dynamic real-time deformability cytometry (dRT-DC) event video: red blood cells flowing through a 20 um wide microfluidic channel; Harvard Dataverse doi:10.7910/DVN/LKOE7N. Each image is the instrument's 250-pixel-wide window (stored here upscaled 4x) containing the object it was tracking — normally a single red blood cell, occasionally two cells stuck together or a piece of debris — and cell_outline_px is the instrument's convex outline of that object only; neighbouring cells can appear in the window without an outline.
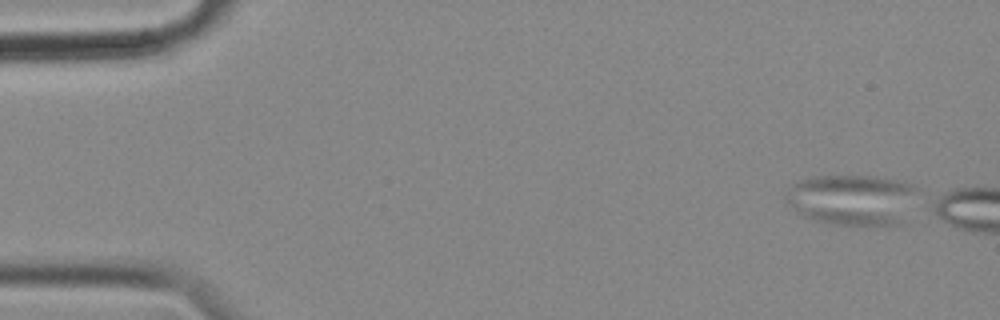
{"species": "common noctule bat (a hibernating species)", "species_latin": "Nyctalus noctula", "temperature_condition": "cold", "stored_images_in_passage": 13, "camera_frame_rate_fps": 3000, "um_per_image_px": 0.085, "animal": {"sex": "female", "body_mass_g": 18.4}, "frame": {"image": 1, "passage_image": 1, "time_ms": 0.0, "image_size_px": [1000, 320], "cell_outline_px": [[920, 192], [908, 224], [836, 224], [816, 220], [804, 216], [784, 200], [784, 196], [792, 184], [800, 180], [816, 176], [876, 176], [904, 180], [912, 184]], "centroid_in_image_um": [72.59, 16.96], "position_along_channel_um": 12.4, "area_um2": 39.82}}